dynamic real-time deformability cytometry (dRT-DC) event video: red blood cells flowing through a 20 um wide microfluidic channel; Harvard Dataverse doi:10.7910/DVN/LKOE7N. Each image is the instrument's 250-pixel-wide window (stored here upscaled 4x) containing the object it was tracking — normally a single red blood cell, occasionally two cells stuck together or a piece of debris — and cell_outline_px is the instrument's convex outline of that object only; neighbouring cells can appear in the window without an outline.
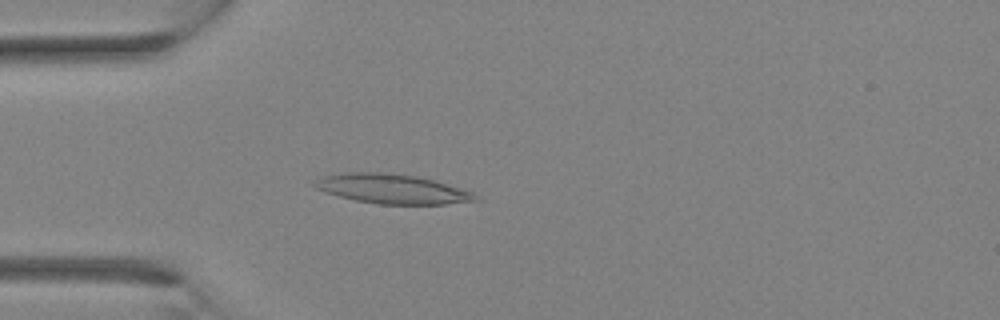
{"species": "Egyptian fruit bat (a non-hibernating species)", "species_latin": "Rousettus aegyptiacus", "temperature_condition": "room temperature", "stored_images_in_passage": 27, "camera_frame_rate_fps": 3000, "um_per_image_px": 0.085, "animal": {"sex": "female"}, "frame": {"image": 1, "passage_image": 4, "time_ms": 1.0, "image_size_px": [1000, 320], "cell_outline_px": [[480, 200], [444, 204], [380, 204], [356, 200], [340, 196], [316, 188], [312, 184], [312, 180], [324, 176], [344, 172], [392, 172], [416, 176], [432, 180], [460, 188], [472, 192]], "centroid_in_image_um": [33.3, 16.04], "position_along_channel_um": 51.7, "area_um2": 27.46}}
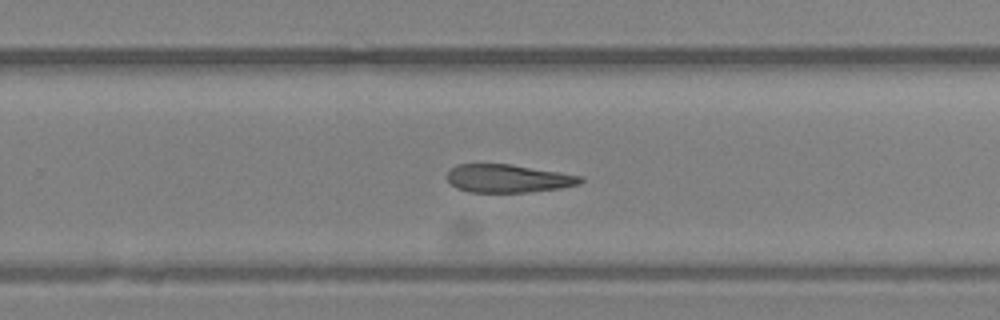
{"frame": {"image": 2, "passage_image": 16, "time_ms": 5.0, "image_size_px": [1000, 320], "cell_outline_px": [[584, 180], [580, 184], [560, 188], [528, 192], [468, 192], [456, 188], [448, 180], [448, 172], [456, 164], [512, 164], [584, 176]], "centroid_in_image_um": [43.22, 15.17], "position_along_channel_um": 286.6, "area_um2": 21.91}}
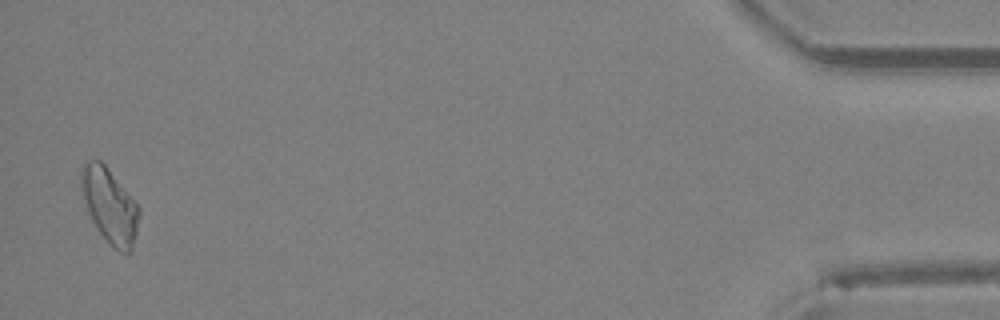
{"frame": {"image": 3, "passage_image": 27, "time_ms": 8.667, "image_size_px": [1000, 320], "cell_outline_px": [[140, 212], [132, 252], [120, 252], [108, 244], [92, 220], [88, 212], [80, 188], [80, 172], [84, 160], [100, 160], [104, 164], [140, 208]], "centroid_in_image_um": [9.3, 17.48], "position_along_channel_um": 425.9, "area_um2": 25.03}}